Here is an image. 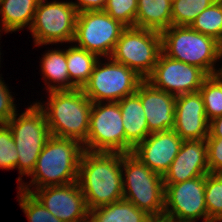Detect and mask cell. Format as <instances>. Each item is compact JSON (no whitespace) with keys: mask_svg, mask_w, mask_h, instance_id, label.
Masks as SVG:
<instances>
[{"mask_svg":"<svg viewBox=\"0 0 222 222\" xmlns=\"http://www.w3.org/2000/svg\"><path fill=\"white\" fill-rule=\"evenodd\" d=\"M108 0H75L70 1L78 13L84 11L104 10Z\"/></svg>","mask_w":222,"mask_h":222,"instance_id":"34","label":"cell"},{"mask_svg":"<svg viewBox=\"0 0 222 222\" xmlns=\"http://www.w3.org/2000/svg\"><path fill=\"white\" fill-rule=\"evenodd\" d=\"M18 154L11 129L0 124V169H17Z\"/></svg>","mask_w":222,"mask_h":222,"instance_id":"31","label":"cell"},{"mask_svg":"<svg viewBox=\"0 0 222 222\" xmlns=\"http://www.w3.org/2000/svg\"><path fill=\"white\" fill-rule=\"evenodd\" d=\"M164 218L170 222H208L205 175L184 182L164 184Z\"/></svg>","mask_w":222,"mask_h":222,"instance_id":"12","label":"cell"},{"mask_svg":"<svg viewBox=\"0 0 222 222\" xmlns=\"http://www.w3.org/2000/svg\"><path fill=\"white\" fill-rule=\"evenodd\" d=\"M123 199L152 218L164 216L163 176L153 172L132 152L122 153Z\"/></svg>","mask_w":222,"mask_h":222,"instance_id":"4","label":"cell"},{"mask_svg":"<svg viewBox=\"0 0 222 222\" xmlns=\"http://www.w3.org/2000/svg\"><path fill=\"white\" fill-rule=\"evenodd\" d=\"M47 93L46 102L36 103L46 115L51 136L75 139L83 144L88 137L93 102L81 88Z\"/></svg>","mask_w":222,"mask_h":222,"instance_id":"3","label":"cell"},{"mask_svg":"<svg viewBox=\"0 0 222 222\" xmlns=\"http://www.w3.org/2000/svg\"><path fill=\"white\" fill-rule=\"evenodd\" d=\"M222 59V46L220 48L219 54H218V62L221 61ZM213 76L220 82H222V64L221 67L217 69H215Z\"/></svg>","mask_w":222,"mask_h":222,"instance_id":"36","label":"cell"},{"mask_svg":"<svg viewBox=\"0 0 222 222\" xmlns=\"http://www.w3.org/2000/svg\"><path fill=\"white\" fill-rule=\"evenodd\" d=\"M152 217L125 199L89 210L88 222H148Z\"/></svg>","mask_w":222,"mask_h":222,"instance_id":"23","label":"cell"},{"mask_svg":"<svg viewBox=\"0 0 222 222\" xmlns=\"http://www.w3.org/2000/svg\"><path fill=\"white\" fill-rule=\"evenodd\" d=\"M164 222H170L168 219L164 218Z\"/></svg>","mask_w":222,"mask_h":222,"instance_id":"39","label":"cell"},{"mask_svg":"<svg viewBox=\"0 0 222 222\" xmlns=\"http://www.w3.org/2000/svg\"><path fill=\"white\" fill-rule=\"evenodd\" d=\"M40 0H0V31L30 29Z\"/></svg>","mask_w":222,"mask_h":222,"instance_id":"21","label":"cell"},{"mask_svg":"<svg viewBox=\"0 0 222 222\" xmlns=\"http://www.w3.org/2000/svg\"><path fill=\"white\" fill-rule=\"evenodd\" d=\"M125 131V153H130L149 134L140 97L134 93L118 101Z\"/></svg>","mask_w":222,"mask_h":222,"instance_id":"19","label":"cell"},{"mask_svg":"<svg viewBox=\"0 0 222 222\" xmlns=\"http://www.w3.org/2000/svg\"><path fill=\"white\" fill-rule=\"evenodd\" d=\"M137 0H108L104 11L126 27H135Z\"/></svg>","mask_w":222,"mask_h":222,"instance_id":"30","label":"cell"},{"mask_svg":"<svg viewBox=\"0 0 222 222\" xmlns=\"http://www.w3.org/2000/svg\"><path fill=\"white\" fill-rule=\"evenodd\" d=\"M126 28L104 10L80 12L77 14L73 42L104 59L111 56L115 44Z\"/></svg>","mask_w":222,"mask_h":222,"instance_id":"11","label":"cell"},{"mask_svg":"<svg viewBox=\"0 0 222 222\" xmlns=\"http://www.w3.org/2000/svg\"><path fill=\"white\" fill-rule=\"evenodd\" d=\"M190 27L222 44V0H216L203 10Z\"/></svg>","mask_w":222,"mask_h":222,"instance_id":"25","label":"cell"},{"mask_svg":"<svg viewBox=\"0 0 222 222\" xmlns=\"http://www.w3.org/2000/svg\"><path fill=\"white\" fill-rule=\"evenodd\" d=\"M209 172L206 139L183 140L177 156L163 176L164 184H175L207 175Z\"/></svg>","mask_w":222,"mask_h":222,"instance_id":"17","label":"cell"},{"mask_svg":"<svg viewBox=\"0 0 222 222\" xmlns=\"http://www.w3.org/2000/svg\"><path fill=\"white\" fill-rule=\"evenodd\" d=\"M207 77L202 69L161 52L153 72L145 80L156 89L179 96L199 91Z\"/></svg>","mask_w":222,"mask_h":222,"instance_id":"13","label":"cell"},{"mask_svg":"<svg viewBox=\"0 0 222 222\" xmlns=\"http://www.w3.org/2000/svg\"><path fill=\"white\" fill-rule=\"evenodd\" d=\"M32 194L62 222H88L89 210L77 181L35 189Z\"/></svg>","mask_w":222,"mask_h":222,"instance_id":"14","label":"cell"},{"mask_svg":"<svg viewBox=\"0 0 222 222\" xmlns=\"http://www.w3.org/2000/svg\"><path fill=\"white\" fill-rule=\"evenodd\" d=\"M148 222H164V217L160 218H151Z\"/></svg>","mask_w":222,"mask_h":222,"instance_id":"37","label":"cell"},{"mask_svg":"<svg viewBox=\"0 0 222 222\" xmlns=\"http://www.w3.org/2000/svg\"><path fill=\"white\" fill-rule=\"evenodd\" d=\"M0 33H1V31H0ZM0 36H1V34H0ZM1 38V37H0ZM1 49V48H0ZM1 51V50H0ZM2 53L0 52V55H1ZM0 59H1V56H0ZM1 61V60H0ZM0 65H1V62H0ZM1 67V66H0Z\"/></svg>","mask_w":222,"mask_h":222,"instance_id":"38","label":"cell"},{"mask_svg":"<svg viewBox=\"0 0 222 222\" xmlns=\"http://www.w3.org/2000/svg\"><path fill=\"white\" fill-rule=\"evenodd\" d=\"M208 137L222 138V116L216 117L209 121V135Z\"/></svg>","mask_w":222,"mask_h":222,"instance_id":"35","label":"cell"},{"mask_svg":"<svg viewBox=\"0 0 222 222\" xmlns=\"http://www.w3.org/2000/svg\"><path fill=\"white\" fill-rule=\"evenodd\" d=\"M101 58L96 63L89 80L81 88L93 103L118 102L126 96L136 93L144 80L134 70L115 62L110 57Z\"/></svg>","mask_w":222,"mask_h":222,"instance_id":"7","label":"cell"},{"mask_svg":"<svg viewBox=\"0 0 222 222\" xmlns=\"http://www.w3.org/2000/svg\"><path fill=\"white\" fill-rule=\"evenodd\" d=\"M17 193L19 206L26 215L28 222H62L47 210L32 193L21 189Z\"/></svg>","mask_w":222,"mask_h":222,"instance_id":"29","label":"cell"},{"mask_svg":"<svg viewBox=\"0 0 222 222\" xmlns=\"http://www.w3.org/2000/svg\"><path fill=\"white\" fill-rule=\"evenodd\" d=\"M205 204L209 221H222V173L205 175Z\"/></svg>","mask_w":222,"mask_h":222,"instance_id":"26","label":"cell"},{"mask_svg":"<svg viewBox=\"0 0 222 222\" xmlns=\"http://www.w3.org/2000/svg\"><path fill=\"white\" fill-rule=\"evenodd\" d=\"M136 94L140 97L150 133L173 129L176 96L154 88L146 80L139 84Z\"/></svg>","mask_w":222,"mask_h":222,"instance_id":"18","label":"cell"},{"mask_svg":"<svg viewBox=\"0 0 222 222\" xmlns=\"http://www.w3.org/2000/svg\"><path fill=\"white\" fill-rule=\"evenodd\" d=\"M13 97L0 74V124H6L18 112Z\"/></svg>","mask_w":222,"mask_h":222,"instance_id":"32","label":"cell"},{"mask_svg":"<svg viewBox=\"0 0 222 222\" xmlns=\"http://www.w3.org/2000/svg\"><path fill=\"white\" fill-rule=\"evenodd\" d=\"M183 139L173 130L150 133L132 153L153 172L164 176L177 156Z\"/></svg>","mask_w":222,"mask_h":222,"instance_id":"15","label":"cell"},{"mask_svg":"<svg viewBox=\"0 0 222 222\" xmlns=\"http://www.w3.org/2000/svg\"><path fill=\"white\" fill-rule=\"evenodd\" d=\"M208 121L222 116V82L213 75L208 76L199 89Z\"/></svg>","mask_w":222,"mask_h":222,"instance_id":"28","label":"cell"},{"mask_svg":"<svg viewBox=\"0 0 222 222\" xmlns=\"http://www.w3.org/2000/svg\"><path fill=\"white\" fill-rule=\"evenodd\" d=\"M83 151V145L75 139L51 136L29 175L31 181L23 180L17 188L32 193L35 189L76 182Z\"/></svg>","mask_w":222,"mask_h":222,"instance_id":"2","label":"cell"},{"mask_svg":"<svg viewBox=\"0 0 222 222\" xmlns=\"http://www.w3.org/2000/svg\"><path fill=\"white\" fill-rule=\"evenodd\" d=\"M122 153L84 150L78 179L88 210L123 199Z\"/></svg>","mask_w":222,"mask_h":222,"instance_id":"1","label":"cell"},{"mask_svg":"<svg viewBox=\"0 0 222 222\" xmlns=\"http://www.w3.org/2000/svg\"><path fill=\"white\" fill-rule=\"evenodd\" d=\"M216 0H172V25L190 26Z\"/></svg>","mask_w":222,"mask_h":222,"instance_id":"27","label":"cell"},{"mask_svg":"<svg viewBox=\"0 0 222 222\" xmlns=\"http://www.w3.org/2000/svg\"><path fill=\"white\" fill-rule=\"evenodd\" d=\"M40 63L41 74L45 85H47L45 89L48 92L77 89L69 78L65 48L63 50L60 48L48 50L43 54Z\"/></svg>","mask_w":222,"mask_h":222,"instance_id":"20","label":"cell"},{"mask_svg":"<svg viewBox=\"0 0 222 222\" xmlns=\"http://www.w3.org/2000/svg\"><path fill=\"white\" fill-rule=\"evenodd\" d=\"M77 14L70 0H40L29 29L34 45L73 44Z\"/></svg>","mask_w":222,"mask_h":222,"instance_id":"9","label":"cell"},{"mask_svg":"<svg viewBox=\"0 0 222 222\" xmlns=\"http://www.w3.org/2000/svg\"><path fill=\"white\" fill-rule=\"evenodd\" d=\"M161 34L162 53L169 58L196 66L213 75L222 44L190 26H173Z\"/></svg>","mask_w":222,"mask_h":222,"instance_id":"5","label":"cell"},{"mask_svg":"<svg viewBox=\"0 0 222 222\" xmlns=\"http://www.w3.org/2000/svg\"><path fill=\"white\" fill-rule=\"evenodd\" d=\"M99 59L98 55L76 46L75 43L67 48L66 60L70 81L77 88H82Z\"/></svg>","mask_w":222,"mask_h":222,"instance_id":"24","label":"cell"},{"mask_svg":"<svg viewBox=\"0 0 222 222\" xmlns=\"http://www.w3.org/2000/svg\"><path fill=\"white\" fill-rule=\"evenodd\" d=\"M90 152L125 153V131L118 102L93 103L87 140Z\"/></svg>","mask_w":222,"mask_h":222,"instance_id":"10","label":"cell"},{"mask_svg":"<svg viewBox=\"0 0 222 222\" xmlns=\"http://www.w3.org/2000/svg\"><path fill=\"white\" fill-rule=\"evenodd\" d=\"M18 116V117H17ZM13 134L18 154V185L22 177H28L36 161L51 137L44 111L34 101L23 113L18 112L6 123Z\"/></svg>","mask_w":222,"mask_h":222,"instance_id":"6","label":"cell"},{"mask_svg":"<svg viewBox=\"0 0 222 222\" xmlns=\"http://www.w3.org/2000/svg\"><path fill=\"white\" fill-rule=\"evenodd\" d=\"M161 52L160 32L127 27L115 44L110 58L134 70L145 80L153 72Z\"/></svg>","mask_w":222,"mask_h":222,"instance_id":"8","label":"cell"},{"mask_svg":"<svg viewBox=\"0 0 222 222\" xmlns=\"http://www.w3.org/2000/svg\"><path fill=\"white\" fill-rule=\"evenodd\" d=\"M135 27L163 32L172 25V0H137Z\"/></svg>","mask_w":222,"mask_h":222,"instance_id":"22","label":"cell"},{"mask_svg":"<svg viewBox=\"0 0 222 222\" xmlns=\"http://www.w3.org/2000/svg\"><path fill=\"white\" fill-rule=\"evenodd\" d=\"M173 130L183 140H204L209 135V121L199 91L176 96Z\"/></svg>","mask_w":222,"mask_h":222,"instance_id":"16","label":"cell"},{"mask_svg":"<svg viewBox=\"0 0 222 222\" xmlns=\"http://www.w3.org/2000/svg\"><path fill=\"white\" fill-rule=\"evenodd\" d=\"M208 167L210 173H222V138L207 137Z\"/></svg>","mask_w":222,"mask_h":222,"instance_id":"33","label":"cell"}]
</instances>
